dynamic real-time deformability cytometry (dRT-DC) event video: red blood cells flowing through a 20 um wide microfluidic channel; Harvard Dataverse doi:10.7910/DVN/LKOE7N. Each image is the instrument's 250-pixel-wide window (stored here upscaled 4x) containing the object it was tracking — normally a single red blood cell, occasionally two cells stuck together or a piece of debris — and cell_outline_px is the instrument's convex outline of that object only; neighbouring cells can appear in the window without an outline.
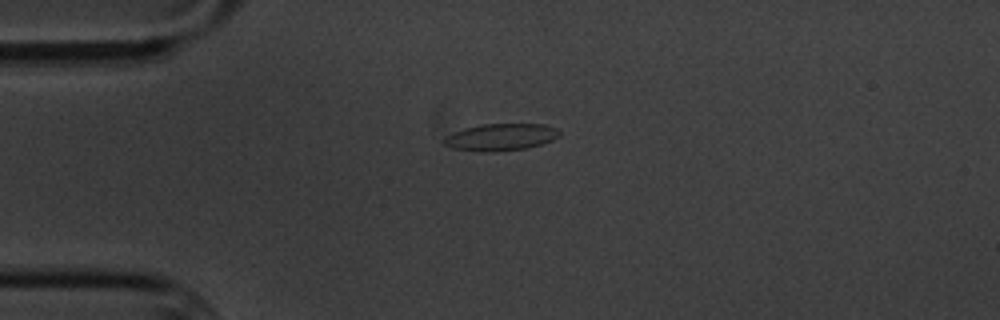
{"species": "common noctule bat (a hibernating species)", "species_latin": "Nyctalus noctula", "temperature_condition": "cold", "stored_images_in_passage": 4, "camera_frame_rate_fps": 3000, "um_per_image_px": 0.085, "animal": {"sex": "male", "body_mass_g": 20.1, "forearm_length_mm": 53.5}, "frame": {"image": 1, "passage_image": 4, "time_ms": 4.333, "image_size_px": [1000, 320], "cell_outline_px": [[560, 136], [552, 140], [528, 148], [492, 152], [484, 152], [452, 148], [444, 144], [444, 136], [452, 132], [464, 128], [484, 124], [544, 124], [556, 128], [560, 132]], "centroid_in_image_um": [42.56, 11.65], "position_along_channel_um": 42.4, "area_um2": 18.21}}